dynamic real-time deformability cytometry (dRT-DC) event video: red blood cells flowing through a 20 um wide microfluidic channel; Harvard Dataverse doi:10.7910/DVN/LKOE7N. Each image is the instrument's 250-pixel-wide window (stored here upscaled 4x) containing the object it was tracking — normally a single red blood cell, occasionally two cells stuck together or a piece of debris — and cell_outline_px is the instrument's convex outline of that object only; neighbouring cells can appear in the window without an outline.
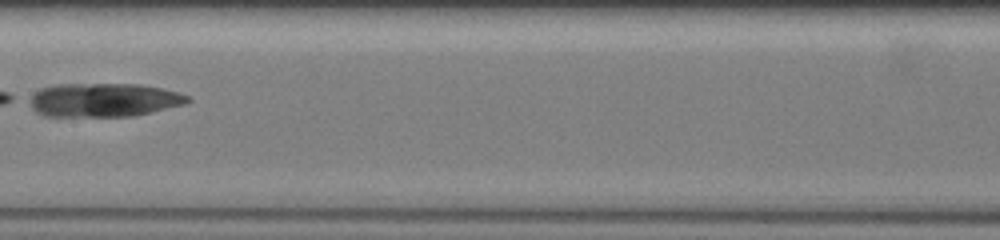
{"species": "common noctule bat (a hibernating species)", "species_latin": "Nyctalus noctula", "temperature_condition": "warm", "stored_images_in_passage": 24, "camera_frame_rate_fps": 3000, "um_per_image_px": 0.085, "animal": {"sex": "female", "body_mass_g": 19.5, "forearm_length_mm": 54.1}, "frame": {"image": 1, "passage_image": 11, "time_ms": 4.667, "image_size_px": [1000, 240], "cell_outline_px": [[192, 100], [184, 104], [132, 116], [48, 116], [32, 108], [28, 96], [40, 88], [60, 84], [140, 84], [160, 88], [176, 92], [188, 96]], "centroid_in_image_um": [8.79, 8.49], "position_along_channel_um": 198.6, "area_um2": 30.75}}